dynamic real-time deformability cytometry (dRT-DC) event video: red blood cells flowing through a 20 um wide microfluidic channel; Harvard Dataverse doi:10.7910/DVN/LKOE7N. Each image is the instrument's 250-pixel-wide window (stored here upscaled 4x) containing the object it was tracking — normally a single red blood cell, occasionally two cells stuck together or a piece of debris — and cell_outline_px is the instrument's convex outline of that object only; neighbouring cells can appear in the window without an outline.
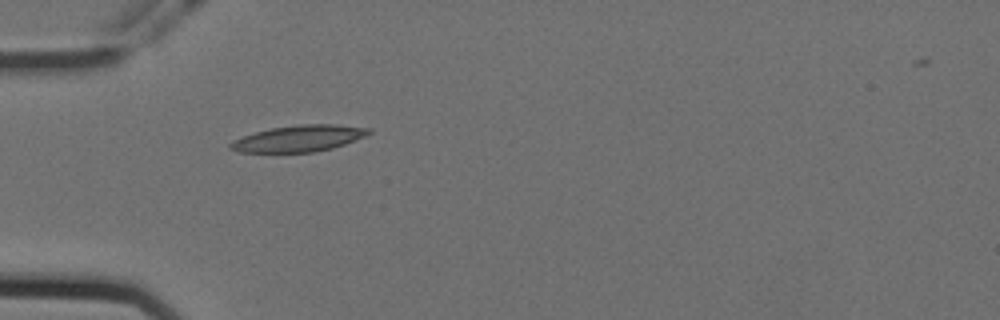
{"species": "Egyptian fruit bat (a non-hibernating species)", "species_latin": "Rousettus aegyptiacus", "temperature_condition": "cold", "stored_images_in_passage": 34, "camera_frame_rate_fps": 3000, "um_per_image_px": 0.085, "animal": {"sex": "female"}, "frame": {"image": 1, "passage_image": 1, "time_ms": 0.0, "image_size_px": [1000, 320], "cell_outline_px": [[372, 132], [364, 136], [344, 144], [332, 148], [312, 152], [240, 152], [228, 148], [228, 144], [232, 140], [256, 132], [272, 128], [300, 124], [336, 124], [372, 128]], "centroid_in_image_um": [25.4, 11.76], "position_along_channel_um": 59.6, "area_um2": 21.15}}
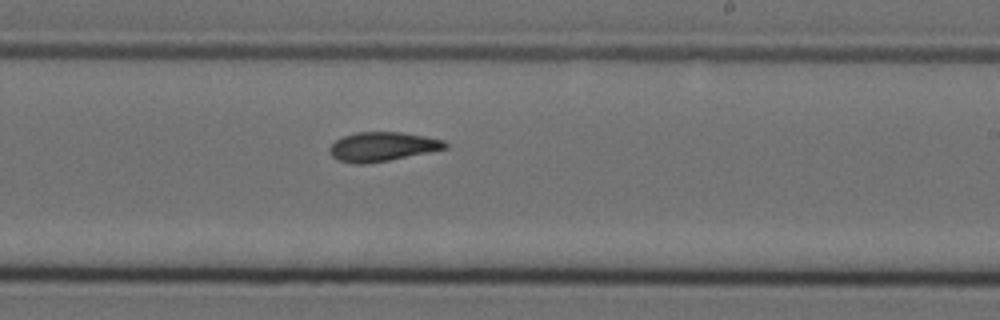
{"frame": {"image": 2, "passage_image": 18, "time_ms": 5.667, "image_size_px": [1000, 320], "cell_outline_px": [[448, 148], [388, 160], [364, 164], [352, 164], [340, 160], [332, 156], [328, 152], [328, 148], [340, 136], [356, 132], [400, 132], [424, 136], [444, 140], [448, 144]], "centroid_in_image_um": [32.46, 12.46], "position_along_channel_um": 256.5, "area_um2": 19.65}}
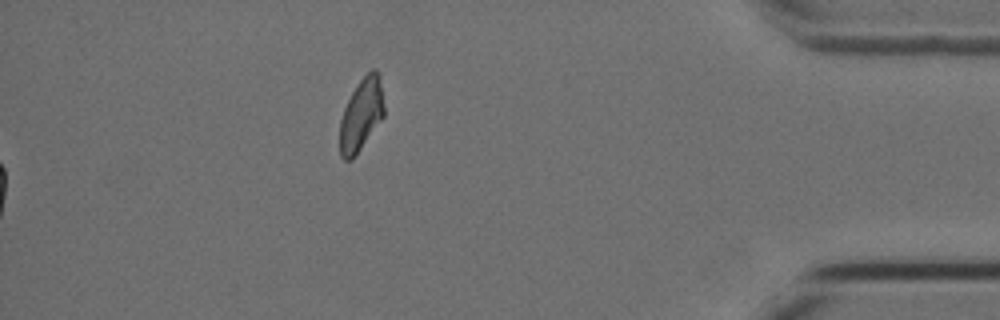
{"frame": {"image": 3, "passage_image": 34, "time_ms": 11.0, "image_size_px": [1000, 320], "cell_outline_px": [[384, 116], [352, 160], [344, 160], [340, 156], [340, 120], [344, 108], [356, 84], [372, 68], [376, 68], [380, 76], [384, 104]], "centroid_in_image_um": [30.71, 9.73], "position_along_channel_um": 404.5, "area_um2": 18.67}, "authors_computed_cell_mechanics": {"area_um2": 19.8832, "velocity_mm_per_s": 3.5534, "shape_relaxation_time_tau1_ms": 6.2319, "shape_relaxation_time_tau2_ms": 4.7188, "deformation_change_tau1": 0.167, "deformation_change_tau2": 0.0764}}